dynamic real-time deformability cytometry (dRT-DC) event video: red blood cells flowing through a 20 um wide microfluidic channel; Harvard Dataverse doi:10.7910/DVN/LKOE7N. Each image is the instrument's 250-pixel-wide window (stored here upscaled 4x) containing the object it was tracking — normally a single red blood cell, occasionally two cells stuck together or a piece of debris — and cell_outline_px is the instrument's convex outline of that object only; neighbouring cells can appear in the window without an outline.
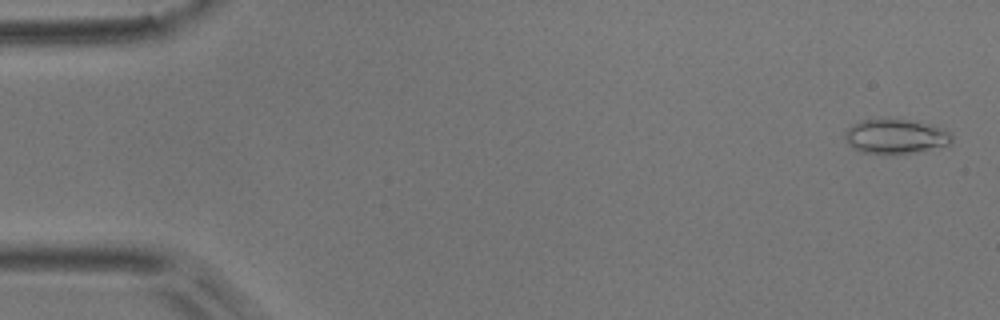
{"species": "common noctule bat (a hibernating species)", "species_latin": "Nyctalus noctula", "temperature_condition": "room temperature", "stored_images_in_passage": 3, "camera_frame_rate_fps": 3000, "um_per_image_px": 0.085, "animal": {"sex": "male", "body_mass_g": 17.9}, "frame": {"image": 1, "passage_image": 1, "time_ms": 0.0, "image_size_px": [1000, 320], "cell_outline_px": [[952, 144], [892, 156], [860, 152], [852, 148], [844, 136], [844, 132], [852, 124], [860, 120], [916, 120], [940, 128], [948, 132], [952, 136]], "centroid_in_image_um": [76.08, 11.62], "position_along_channel_um": 8.9, "area_um2": 21.62}}